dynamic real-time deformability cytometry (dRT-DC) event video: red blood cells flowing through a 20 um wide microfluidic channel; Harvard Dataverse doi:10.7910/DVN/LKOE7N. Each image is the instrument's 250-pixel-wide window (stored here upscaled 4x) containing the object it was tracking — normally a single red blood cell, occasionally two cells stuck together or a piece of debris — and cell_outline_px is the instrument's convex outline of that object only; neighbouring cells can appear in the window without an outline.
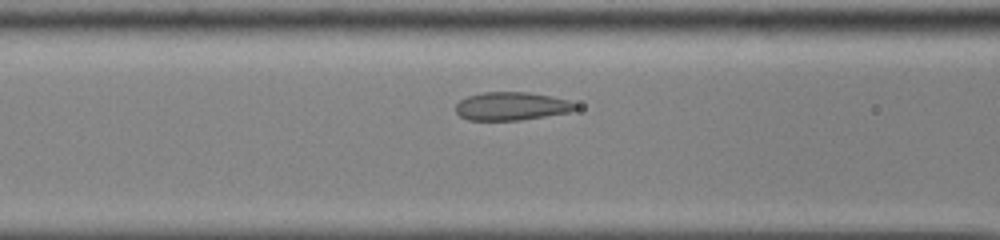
{"species": "common noctule bat (a hibernating species)", "species_latin": "Nyctalus noctula", "temperature_condition": "cold", "stored_images_in_passage": 43, "camera_frame_rate_fps": 3000, "um_per_image_px": 0.085, "animal": {"sex": "male", "body_mass_g": 13.0, "forearm_length_mm": 53.1}, "frame": {"image": 1, "passage_image": 13, "time_ms": 4.0, "image_size_px": [1000, 240], "cell_outline_px": [[580, 108], [572, 112], [520, 120], [468, 120], [460, 116], [456, 112], [456, 104], [460, 100], [468, 96], [484, 92], [528, 92], [568, 100], [576, 104]], "centroid_in_image_um": [43.5, 9.03], "position_along_channel_um": 123.1, "area_um2": 19.71}}
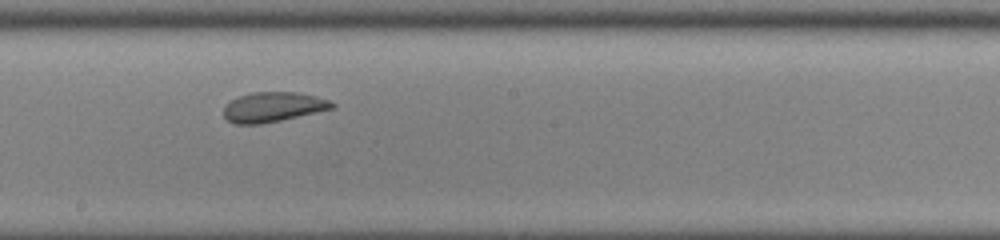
{"frame": {"image": 2, "passage_image": 21, "time_ms": 6.667, "image_size_px": [1000, 240], "cell_outline_px": [[336, 108], [280, 120], [260, 124], [236, 124], [228, 120], [224, 116], [224, 108], [232, 100], [240, 96], [252, 92], [296, 92], [316, 96], [328, 100], [336, 104]], "centroid_in_image_um": [23.25, 9.09], "position_along_channel_um": 225.0, "area_um2": 18.67}}
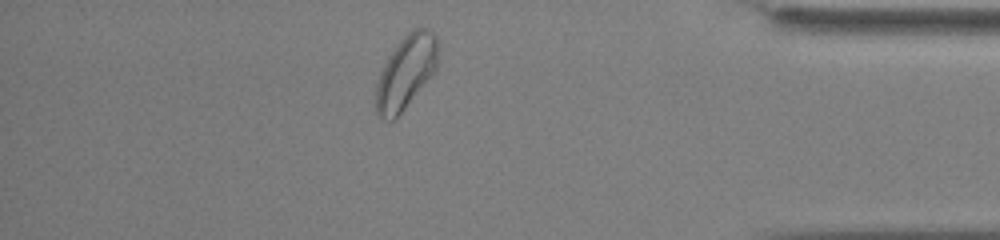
{"frame": {"image": 3, "passage_image": 37, "time_ms": 12.0, "image_size_px": [1000, 240], "cell_outline_px": [[440, 44], [436, 68], [396, 120], [384, 120], [376, 112], [376, 84], [380, 72], [388, 56], [400, 40], [412, 28], [428, 28], [436, 36]], "centroid_in_image_um": [34.51, 6.11], "position_along_channel_um": 400.7, "area_um2": 26.59}, "authors_computed_cell_mechanics": {"area_um2": 20.7502, "velocity_mm_per_s": 3.8274, "shape_relaxation_time_tau1_ms": 8.3387, "shape_relaxation_time_tau2_ms": null, "deformation_change_tau1": 0.1295, "deformation_change_tau2": null}}